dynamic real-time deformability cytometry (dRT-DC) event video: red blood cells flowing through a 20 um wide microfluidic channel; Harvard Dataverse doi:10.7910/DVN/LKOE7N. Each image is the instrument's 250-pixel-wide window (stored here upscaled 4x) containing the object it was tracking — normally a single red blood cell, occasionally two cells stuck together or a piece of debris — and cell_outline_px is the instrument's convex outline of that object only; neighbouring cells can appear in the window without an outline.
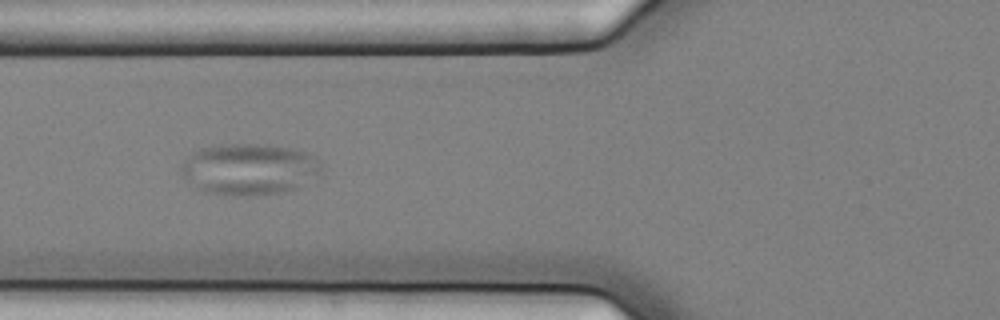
{"species": "common noctule bat (a hibernating species)", "species_latin": "Nyctalus noctula", "temperature_condition": "cold", "stored_images_in_passage": 15, "camera_frame_rate_fps": 3000, "um_per_image_px": 0.085, "animal": {"sex": "female", "body_mass_g": 25.1}, "frame": {"image": 1, "passage_image": 13, "time_ms": 4.0, "image_size_px": [1000, 320], "cell_outline_px": [[324, 172], [320, 176], [296, 188], [280, 192], [252, 196], [240, 196], [204, 192], [184, 176], [180, 168], [180, 164], [192, 152], [200, 148], [220, 144], [276, 144], [296, 148], [316, 156]], "centroid_in_image_um": [21.25, 14.35], "position_along_channel_um": 104.6, "area_um2": 42.54}}